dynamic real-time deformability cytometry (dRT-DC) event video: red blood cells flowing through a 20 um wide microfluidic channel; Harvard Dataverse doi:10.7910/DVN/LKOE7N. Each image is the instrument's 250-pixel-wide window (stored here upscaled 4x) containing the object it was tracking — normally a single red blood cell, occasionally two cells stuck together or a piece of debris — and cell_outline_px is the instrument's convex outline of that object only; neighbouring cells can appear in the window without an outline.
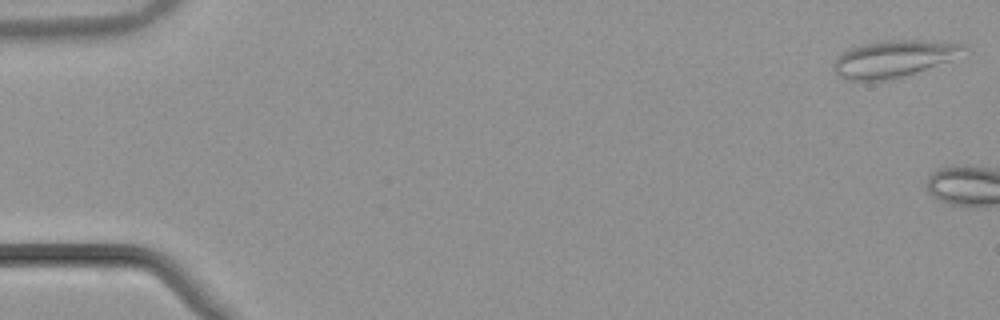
{"species": "common noctule bat (a hibernating species)", "species_latin": "Nyctalus noctula", "temperature_condition": "warm", "stored_images_in_passage": 4, "camera_frame_rate_fps": 3000, "um_per_image_px": 0.085, "animal": {"sex": "male", "body_mass_g": 21.5, "forearm_length_mm": 52.0}, "frame": {"image": 1, "passage_image": 1, "time_ms": 0.0, "image_size_px": [1000, 320], "cell_outline_px": [[964, 48], [944, 60], [916, 72], [884, 80], [844, 80], [832, 68], [832, 64], [836, 56], [848, 48], [864, 44], [884, 40], [916, 40], [964, 44]], "centroid_in_image_um": [75.74, 4.99], "position_along_channel_um": 9.3, "area_um2": 26.82}}